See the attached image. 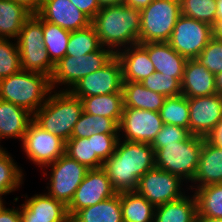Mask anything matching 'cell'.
Returning <instances> with one entry per match:
<instances>
[{
  "label": "cell",
  "instance_id": "obj_1",
  "mask_svg": "<svg viewBox=\"0 0 222 222\" xmlns=\"http://www.w3.org/2000/svg\"><path fill=\"white\" fill-rule=\"evenodd\" d=\"M155 167V150L151 144L121 141L102 168L117 193L136 191L139 179Z\"/></svg>",
  "mask_w": 222,
  "mask_h": 222
},
{
  "label": "cell",
  "instance_id": "obj_2",
  "mask_svg": "<svg viewBox=\"0 0 222 222\" xmlns=\"http://www.w3.org/2000/svg\"><path fill=\"white\" fill-rule=\"evenodd\" d=\"M91 25L102 46L116 54L124 48L139 44L141 11L125 4L101 7Z\"/></svg>",
  "mask_w": 222,
  "mask_h": 222
},
{
  "label": "cell",
  "instance_id": "obj_3",
  "mask_svg": "<svg viewBox=\"0 0 222 222\" xmlns=\"http://www.w3.org/2000/svg\"><path fill=\"white\" fill-rule=\"evenodd\" d=\"M82 112L80 98L70 91L52 90L44 105L33 114V121L43 130L68 141Z\"/></svg>",
  "mask_w": 222,
  "mask_h": 222
},
{
  "label": "cell",
  "instance_id": "obj_4",
  "mask_svg": "<svg viewBox=\"0 0 222 222\" xmlns=\"http://www.w3.org/2000/svg\"><path fill=\"white\" fill-rule=\"evenodd\" d=\"M52 92L50 77L21 70L0 80V99L20 106L34 114Z\"/></svg>",
  "mask_w": 222,
  "mask_h": 222
},
{
  "label": "cell",
  "instance_id": "obj_5",
  "mask_svg": "<svg viewBox=\"0 0 222 222\" xmlns=\"http://www.w3.org/2000/svg\"><path fill=\"white\" fill-rule=\"evenodd\" d=\"M204 137L191 135L185 141L165 144L155 150V167L192 182L197 171Z\"/></svg>",
  "mask_w": 222,
  "mask_h": 222
},
{
  "label": "cell",
  "instance_id": "obj_6",
  "mask_svg": "<svg viewBox=\"0 0 222 222\" xmlns=\"http://www.w3.org/2000/svg\"><path fill=\"white\" fill-rule=\"evenodd\" d=\"M21 68L51 77L55 64L46 50L43 34V19L38 14H32L22 26L18 38Z\"/></svg>",
  "mask_w": 222,
  "mask_h": 222
},
{
  "label": "cell",
  "instance_id": "obj_7",
  "mask_svg": "<svg viewBox=\"0 0 222 222\" xmlns=\"http://www.w3.org/2000/svg\"><path fill=\"white\" fill-rule=\"evenodd\" d=\"M141 11L139 44L167 42L181 16L180 0H153Z\"/></svg>",
  "mask_w": 222,
  "mask_h": 222
},
{
  "label": "cell",
  "instance_id": "obj_8",
  "mask_svg": "<svg viewBox=\"0 0 222 222\" xmlns=\"http://www.w3.org/2000/svg\"><path fill=\"white\" fill-rule=\"evenodd\" d=\"M115 54L108 48L89 53L85 56H65L58 61L50 77L52 90L56 85H66L63 91H70L84 76L105 66Z\"/></svg>",
  "mask_w": 222,
  "mask_h": 222
},
{
  "label": "cell",
  "instance_id": "obj_9",
  "mask_svg": "<svg viewBox=\"0 0 222 222\" xmlns=\"http://www.w3.org/2000/svg\"><path fill=\"white\" fill-rule=\"evenodd\" d=\"M47 167L51 170L47 194L68 207L89 169L65 153Z\"/></svg>",
  "mask_w": 222,
  "mask_h": 222
},
{
  "label": "cell",
  "instance_id": "obj_10",
  "mask_svg": "<svg viewBox=\"0 0 222 222\" xmlns=\"http://www.w3.org/2000/svg\"><path fill=\"white\" fill-rule=\"evenodd\" d=\"M212 38L211 25L181 15L167 43L186 59H195Z\"/></svg>",
  "mask_w": 222,
  "mask_h": 222
},
{
  "label": "cell",
  "instance_id": "obj_11",
  "mask_svg": "<svg viewBox=\"0 0 222 222\" xmlns=\"http://www.w3.org/2000/svg\"><path fill=\"white\" fill-rule=\"evenodd\" d=\"M66 141L43 130L32 121L24 135L22 149L27 159L40 168L56 161L65 153Z\"/></svg>",
  "mask_w": 222,
  "mask_h": 222
},
{
  "label": "cell",
  "instance_id": "obj_12",
  "mask_svg": "<svg viewBox=\"0 0 222 222\" xmlns=\"http://www.w3.org/2000/svg\"><path fill=\"white\" fill-rule=\"evenodd\" d=\"M183 182L179 176L154 167L139 179L136 192L156 207L186 195L181 189Z\"/></svg>",
  "mask_w": 222,
  "mask_h": 222
},
{
  "label": "cell",
  "instance_id": "obj_13",
  "mask_svg": "<svg viewBox=\"0 0 222 222\" xmlns=\"http://www.w3.org/2000/svg\"><path fill=\"white\" fill-rule=\"evenodd\" d=\"M123 77L120 60L115 55L101 69L84 76L70 92L78 97L122 93Z\"/></svg>",
  "mask_w": 222,
  "mask_h": 222
},
{
  "label": "cell",
  "instance_id": "obj_14",
  "mask_svg": "<svg viewBox=\"0 0 222 222\" xmlns=\"http://www.w3.org/2000/svg\"><path fill=\"white\" fill-rule=\"evenodd\" d=\"M163 125L159 112L124 108L118 125L119 135L122 134L119 138L131 142L151 144Z\"/></svg>",
  "mask_w": 222,
  "mask_h": 222
},
{
  "label": "cell",
  "instance_id": "obj_15",
  "mask_svg": "<svg viewBox=\"0 0 222 222\" xmlns=\"http://www.w3.org/2000/svg\"><path fill=\"white\" fill-rule=\"evenodd\" d=\"M116 194L110 178L102 167L89 169L67 207L68 215L71 218L77 211L107 200Z\"/></svg>",
  "mask_w": 222,
  "mask_h": 222
},
{
  "label": "cell",
  "instance_id": "obj_16",
  "mask_svg": "<svg viewBox=\"0 0 222 222\" xmlns=\"http://www.w3.org/2000/svg\"><path fill=\"white\" fill-rule=\"evenodd\" d=\"M188 105L190 134L206 138L222 119V96L188 98Z\"/></svg>",
  "mask_w": 222,
  "mask_h": 222
},
{
  "label": "cell",
  "instance_id": "obj_17",
  "mask_svg": "<svg viewBox=\"0 0 222 222\" xmlns=\"http://www.w3.org/2000/svg\"><path fill=\"white\" fill-rule=\"evenodd\" d=\"M25 198L19 206L22 222H70L67 206L47 193Z\"/></svg>",
  "mask_w": 222,
  "mask_h": 222
},
{
  "label": "cell",
  "instance_id": "obj_18",
  "mask_svg": "<svg viewBox=\"0 0 222 222\" xmlns=\"http://www.w3.org/2000/svg\"><path fill=\"white\" fill-rule=\"evenodd\" d=\"M37 14L43 20L69 31L87 28L92 21L70 0H43L42 7Z\"/></svg>",
  "mask_w": 222,
  "mask_h": 222
},
{
  "label": "cell",
  "instance_id": "obj_19",
  "mask_svg": "<svg viewBox=\"0 0 222 222\" xmlns=\"http://www.w3.org/2000/svg\"><path fill=\"white\" fill-rule=\"evenodd\" d=\"M181 90L187 98L214 95L217 93L215 75L196 59H187L181 81Z\"/></svg>",
  "mask_w": 222,
  "mask_h": 222
},
{
  "label": "cell",
  "instance_id": "obj_20",
  "mask_svg": "<svg viewBox=\"0 0 222 222\" xmlns=\"http://www.w3.org/2000/svg\"><path fill=\"white\" fill-rule=\"evenodd\" d=\"M188 189H198L210 184L222 183V148L213 145L206 138L203 140V147L196 174ZM196 187V188H195Z\"/></svg>",
  "mask_w": 222,
  "mask_h": 222
},
{
  "label": "cell",
  "instance_id": "obj_21",
  "mask_svg": "<svg viewBox=\"0 0 222 222\" xmlns=\"http://www.w3.org/2000/svg\"><path fill=\"white\" fill-rule=\"evenodd\" d=\"M115 55L121 63L123 82H142L156 71L148 52L140 44L129 46Z\"/></svg>",
  "mask_w": 222,
  "mask_h": 222
},
{
  "label": "cell",
  "instance_id": "obj_22",
  "mask_svg": "<svg viewBox=\"0 0 222 222\" xmlns=\"http://www.w3.org/2000/svg\"><path fill=\"white\" fill-rule=\"evenodd\" d=\"M147 52L155 70L171 77H183L187 59L177 53L167 42L140 44Z\"/></svg>",
  "mask_w": 222,
  "mask_h": 222
},
{
  "label": "cell",
  "instance_id": "obj_23",
  "mask_svg": "<svg viewBox=\"0 0 222 222\" xmlns=\"http://www.w3.org/2000/svg\"><path fill=\"white\" fill-rule=\"evenodd\" d=\"M32 121V113L11 102L0 99V140L14 138L23 141ZM0 148H2L1 145Z\"/></svg>",
  "mask_w": 222,
  "mask_h": 222
},
{
  "label": "cell",
  "instance_id": "obj_24",
  "mask_svg": "<svg viewBox=\"0 0 222 222\" xmlns=\"http://www.w3.org/2000/svg\"><path fill=\"white\" fill-rule=\"evenodd\" d=\"M197 202L195 195L182 198L155 207L153 222H196Z\"/></svg>",
  "mask_w": 222,
  "mask_h": 222
},
{
  "label": "cell",
  "instance_id": "obj_25",
  "mask_svg": "<svg viewBox=\"0 0 222 222\" xmlns=\"http://www.w3.org/2000/svg\"><path fill=\"white\" fill-rule=\"evenodd\" d=\"M124 108H134L159 112L166 96L153 92L140 82H123Z\"/></svg>",
  "mask_w": 222,
  "mask_h": 222
},
{
  "label": "cell",
  "instance_id": "obj_26",
  "mask_svg": "<svg viewBox=\"0 0 222 222\" xmlns=\"http://www.w3.org/2000/svg\"><path fill=\"white\" fill-rule=\"evenodd\" d=\"M70 222H123L120 193L77 211Z\"/></svg>",
  "mask_w": 222,
  "mask_h": 222
},
{
  "label": "cell",
  "instance_id": "obj_27",
  "mask_svg": "<svg viewBox=\"0 0 222 222\" xmlns=\"http://www.w3.org/2000/svg\"><path fill=\"white\" fill-rule=\"evenodd\" d=\"M31 15L14 0H0V38L16 40Z\"/></svg>",
  "mask_w": 222,
  "mask_h": 222
},
{
  "label": "cell",
  "instance_id": "obj_28",
  "mask_svg": "<svg viewBox=\"0 0 222 222\" xmlns=\"http://www.w3.org/2000/svg\"><path fill=\"white\" fill-rule=\"evenodd\" d=\"M81 101L84 112L111 118L119 125L124 109L123 93L89 96Z\"/></svg>",
  "mask_w": 222,
  "mask_h": 222
},
{
  "label": "cell",
  "instance_id": "obj_29",
  "mask_svg": "<svg viewBox=\"0 0 222 222\" xmlns=\"http://www.w3.org/2000/svg\"><path fill=\"white\" fill-rule=\"evenodd\" d=\"M123 222H153L155 206L136 191L120 193Z\"/></svg>",
  "mask_w": 222,
  "mask_h": 222
},
{
  "label": "cell",
  "instance_id": "obj_30",
  "mask_svg": "<svg viewBox=\"0 0 222 222\" xmlns=\"http://www.w3.org/2000/svg\"><path fill=\"white\" fill-rule=\"evenodd\" d=\"M119 134L118 124L111 118L82 112L71 138H88L92 134Z\"/></svg>",
  "mask_w": 222,
  "mask_h": 222
},
{
  "label": "cell",
  "instance_id": "obj_31",
  "mask_svg": "<svg viewBox=\"0 0 222 222\" xmlns=\"http://www.w3.org/2000/svg\"><path fill=\"white\" fill-rule=\"evenodd\" d=\"M197 216L222 219V183L210 184L195 189Z\"/></svg>",
  "mask_w": 222,
  "mask_h": 222
},
{
  "label": "cell",
  "instance_id": "obj_32",
  "mask_svg": "<svg viewBox=\"0 0 222 222\" xmlns=\"http://www.w3.org/2000/svg\"><path fill=\"white\" fill-rule=\"evenodd\" d=\"M70 33L69 30L43 20V43L54 64L66 56Z\"/></svg>",
  "mask_w": 222,
  "mask_h": 222
},
{
  "label": "cell",
  "instance_id": "obj_33",
  "mask_svg": "<svg viewBox=\"0 0 222 222\" xmlns=\"http://www.w3.org/2000/svg\"><path fill=\"white\" fill-rule=\"evenodd\" d=\"M24 180L22 168L18 167L11 154L0 148V195L19 190Z\"/></svg>",
  "mask_w": 222,
  "mask_h": 222
},
{
  "label": "cell",
  "instance_id": "obj_34",
  "mask_svg": "<svg viewBox=\"0 0 222 222\" xmlns=\"http://www.w3.org/2000/svg\"><path fill=\"white\" fill-rule=\"evenodd\" d=\"M102 47L94 27L90 25L81 30L71 31L66 56H85Z\"/></svg>",
  "mask_w": 222,
  "mask_h": 222
},
{
  "label": "cell",
  "instance_id": "obj_35",
  "mask_svg": "<svg viewBox=\"0 0 222 222\" xmlns=\"http://www.w3.org/2000/svg\"><path fill=\"white\" fill-rule=\"evenodd\" d=\"M159 114L164 124L177 125L189 130L188 98L183 94L167 97Z\"/></svg>",
  "mask_w": 222,
  "mask_h": 222
},
{
  "label": "cell",
  "instance_id": "obj_36",
  "mask_svg": "<svg viewBox=\"0 0 222 222\" xmlns=\"http://www.w3.org/2000/svg\"><path fill=\"white\" fill-rule=\"evenodd\" d=\"M65 154L88 169H98L103 162L93 153L92 135L88 138H70L66 141Z\"/></svg>",
  "mask_w": 222,
  "mask_h": 222
},
{
  "label": "cell",
  "instance_id": "obj_37",
  "mask_svg": "<svg viewBox=\"0 0 222 222\" xmlns=\"http://www.w3.org/2000/svg\"><path fill=\"white\" fill-rule=\"evenodd\" d=\"M216 1L217 0H180L181 15L213 26L216 21Z\"/></svg>",
  "mask_w": 222,
  "mask_h": 222
},
{
  "label": "cell",
  "instance_id": "obj_38",
  "mask_svg": "<svg viewBox=\"0 0 222 222\" xmlns=\"http://www.w3.org/2000/svg\"><path fill=\"white\" fill-rule=\"evenodd\" d=\"M182 78L183 77L163 75L162 73L155 71L140 83L153 92H157L166 97H174L182 94Z\"/></svg>",
  "mask_w": 222,
  "mask_h": 222
},
{
  "label": "cell",
  "instance_id": "obj_39",
  "mask_svg": "<svg viewBox=\"0 0 222 222\" xmlns=\"http://www.w3.org/2000/svg\"><path fill=\"white\" fill-rule=\"evenodd\" d=\"M21 70L17 41L0 38V80Z\"/></svg>",
  "mask_w": 222,
  "mask_h": 222
},
{
  "label": "cell",
  "instance_id": "obj_40",
  "mask_svg": "<svg viewBox=\"0 0 222 222\" xmlns=\"http://www.w3.org/2000/svg\"><path fill=\"white\" fill-rule=\"evenodd\" d=\"M195 59L214 75L222 72V41L212 38Z\"/></svg>",
  "mask_w": 222,
  "mask_h": 222
},
{
  "label": "cell",
  "instance_id": "obj_41",
  "mask_svg": "<svg viewBox=\"0 0 222 222\" xmlns=\"http://www.w3.org/2000/svg\"><path fill=\"white\" fill-rule=\"evenodd\" d=\"M190 136L189 130L184 127L164 124L152 141L151 146L153 149H160L165 144H176L178 141L187 140Z\"/></svg>",
  "mask_w": 222,
  "mask_h": 222
},
{
  "label": "cell",
  "instance_id": "obj_42",
  "mask_svg": "<svg viewBox=\"0 0 222 222\" xmlns=\"http://www.w3.org/2000/svg\"><path fill=\"white\" fill-rule=\"evenodd\" d=\"M119 134H92L93 153L104 163L116 150Z\"/></svg>",
  "mask_w": 222,
  "mask_h": 222
},
{
  "label": "cell",
  "instance_id": "obj_43",
  "mask_svg": "<svg viewBox=\"0 0 222 222\" xmlns=\"http://www.w3.org/2000/svg\"><path fill=\"white\" fill-rule=\"evenodd\" d=\"M81 12L91 20L101 10L98 0H70Z\"/></svg>",
  "mask_w": 222,
  "mask_h": 222
},
{
  "label": "cell",
  "instance_id": "obj_44",
  "mask_svg": "<svg viewBox=\"0 0 222 222\" xmlns=\"http://www.w3.org/2000/svg\"><path fill=\"white\" fill-rule=\"evenodd\" d=\"M0 222H22L20 208H6L4 206L0 210Z\"/></svg>",
  "mask_w": 222,
  "mask_h": 222
},
{
  "label": "cell",
  "instance_id": "obj_45",
  "mask_svg": "<svg viewBox=\"0 0 222 222\" xmlns=\"http://www.w3.org/2000/svg\"><path fill=\"white\" fill-rule=\"evenodd\" d=\"M206 139L215 146L222 148V119L217 123L213 131Z\"/></svg>",
  "mask_w": 222,
  "mask_h": 222
},
{
  "label": "cell",
  "instance_id": "obj_46",
  "mask_svg": "<svg viewBox=\"0 0 222 222\" xmlns=\"http://www.w3.org/2000/svg\"><path fill=\"white\" fill-rule=\"evenodd\" d=\"M15 2L22 5L31 14H37L43 4V0H14Z\"/></svg>",
  "mask_w": 222,
  "mask_h": 222
},
{
  "label": "cell",
  "instance_id": "obj_47",
  "mask_svg": "<svg viewBox=\"0 0 222 222\" xmlns=\"http://www.w3.org/2000/svg\"><path fill=\"white\" fill-rule=\"evenodd\" d=\"M152 1L153 0H124L123 4L141 10L147 7Z\"/></svg>",
  "mask_w": 222,
  "mask_h": 222
},
{
  "label": "cell",
  "instance_id": "obj_48",
  "mask_svg": "<svg viewBox=\"0 0 222 222\" xmlns=\"http://www.w3.org/2000/svg\"><path fill=\"white\" fill-rule=\"evenodd\" d=\"M213 38L222 41V17H216V21L212 26Z\"/></svg>",
  "mask_w": 222,
  "mask_h": 222
},
{
  "label": "cell",
  "instance_id": "obj_49",
  "mask_svg": "<svg viewBox=\"0 0 222 222\" xmlns=\"http://www.w3.org/2000/svg\"><path fill=\"white\" fill-rule=\"evenodd\" d=\"M215 87L217 93L222 96V72L215 75Z\"/></svg>",
  "mask_w": 222,
  "mask_h": 222
},
{
  "label": "cell",
  "instance_id": "obj_50",
  "mask_svg": "<svg viewBox=\"0 0 222 222\" xmlns=\"http://www.w3.org/2000/svg\"><path fill=\"white\" fill-rule=\"evenodd\" d=\"M124 0H98L100 7L123 4Z\"/></svg>",
  "mask_w": 222,
  "mask_h": 222
},
{
  "label": "cell",
  "instance_id": "obj_51",
  "mask_svg": "<svg viewBox=\"0 0 222 222\" xmlns=\"http://www.w3.org/2000/svg\"><path fill=\"white\" fill-rule=\"evenodd\" d=\"M196 222H222V219L206 217V216H197Z\"/></svg>",
  "mask_w": 222,
  "mask_h": 222
},
{
  "label": "cell",
  "instance_id": "obj_52",
  "mask_svg": "<svg viewBox=\"0 0 222 222\" xmlns=\"http://www.w3.org/2000/svg\"><path fill=\"white\" fill-rule=\"evenodd\" d=\"M216 5H217L216 17H222V0H217Z\"/></svg>",
  "mask_w": 222,
  "mask_h": 222
},
{
  "label": "cell",
  "instance_id": "obj_53",
  "mask_svg": "<svg viewBox=\"0 0 222 222\" xmlns=\"http://www.w3.org/2000/svg\"><path fill=\"white\" fill-rule=\"evenodd\" d=\"M5 206V203L2 199V195H0V210Z\"/></svg>",
  "mask_w": 222,
  "mask_h": 222
}]
</instances>
